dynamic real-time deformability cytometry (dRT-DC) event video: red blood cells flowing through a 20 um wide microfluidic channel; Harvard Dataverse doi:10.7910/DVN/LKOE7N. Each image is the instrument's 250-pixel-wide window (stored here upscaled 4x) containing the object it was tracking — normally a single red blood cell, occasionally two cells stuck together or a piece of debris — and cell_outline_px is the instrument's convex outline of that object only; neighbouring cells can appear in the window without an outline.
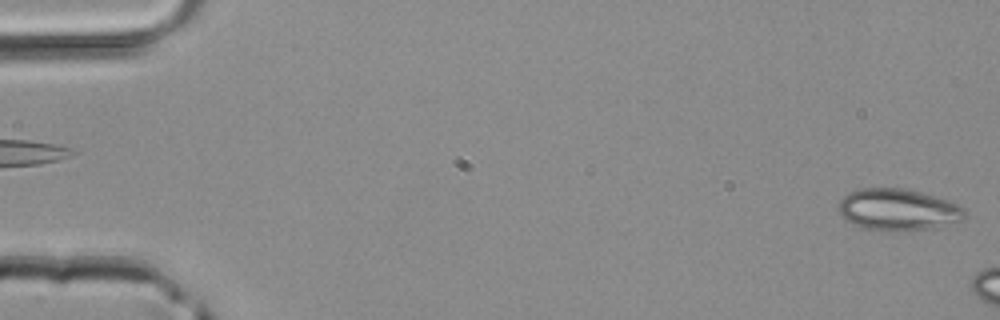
{"species": "common noctule bat (a hibernating species)", "species_latin": "Nyctalus noctula", "temperature_condition": "room temperature", "stored_images_in_passage": 4, "segment_of_instrument_passage": [2, 2], "camera_frame_rate_fps": 3000, "um_per_image_px": 0.085, "animal": {"sex": "male", "body_mass_g": 20.4}, "frame": {"image": 1, "passage_image": 4, "time_ms": 1.0, "image_size_px": [1000, 320], "cell_outline_px": [[964, 216], [960, 220], [952, 224], [936, 228], [896, 232], [876, 232], [852, 224], [844, 220], [840, 216], [840, 200], [848, 192], [860, 188], [904, 188], [920, 192], [948, 200], [964, 208]], "centroid_in_image_um": [76.3, 17.85], "position_along_channel_um": 8.7, "area_um2": 31.15}}